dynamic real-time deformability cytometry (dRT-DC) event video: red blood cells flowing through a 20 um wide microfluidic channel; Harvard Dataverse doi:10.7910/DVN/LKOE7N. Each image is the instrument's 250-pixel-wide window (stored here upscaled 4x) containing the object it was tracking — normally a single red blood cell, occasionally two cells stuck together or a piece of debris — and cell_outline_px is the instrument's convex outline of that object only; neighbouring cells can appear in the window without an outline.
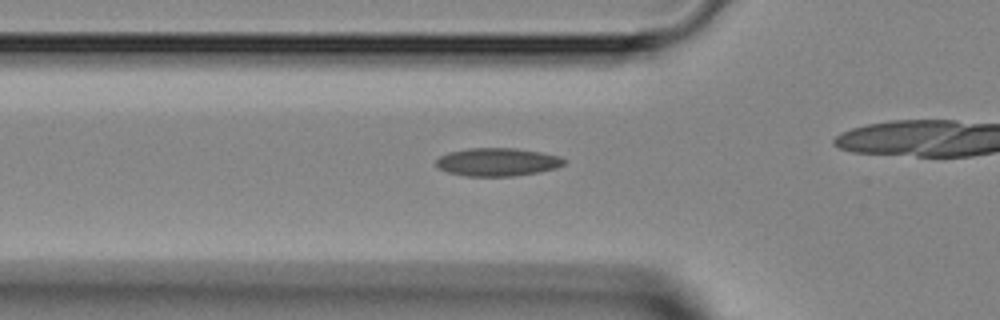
{"species": "Egyptian fruit bat (a non-hibernating species)", "species_latin": "Rousettus aegyptiacus", "temperature_condition": "room temperature", "stored_images_in_passage": 36, "camera_frame_rate_fps": 3000, "um_per_image_px": 0.085, "animal": {"sex": "female"}, "frame": {"image": 1, "passage_image": 15, "time_ms": 4.667, "image_size_px": [1000, 320], "cell_outline_px": [[564, 164], [556, 168], [536, 172], [512, 176], [464, 176], [448, 172], [440, 168], [436, 164], [436, 160], [440, 156], [448, 152], [468, 148], [516, 148], [540, 152], [560, 156], [564, 160]], "centroid_in_image_um": [42.26, 13.76], "position_along_channel_um": 83.5, "area_um2": 20.81}}
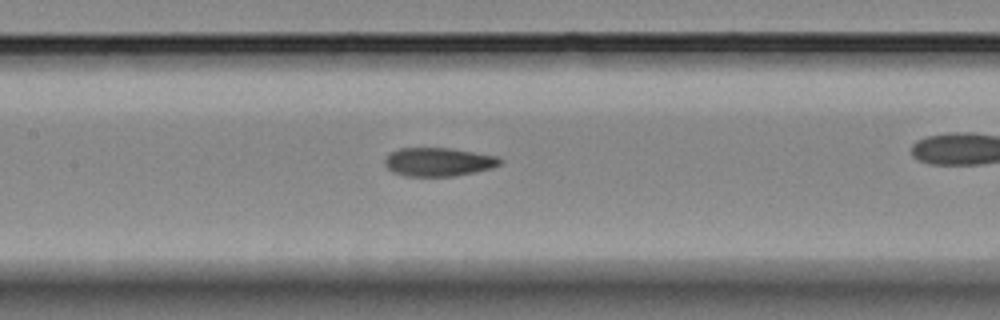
{"frame": {"image": 2, "passage_image": 21, "time_ms": 6.667, "image_size_px": [1000, 320], "cell_outline_px": [[504, 160], [500, 164], [492, 168], [476, 172], [452, 176], [404, 176], [392, 172], [384, 164], [384, 160], [392, 152], [400, 148], [452, 148], [496, 156]], "centroid_in_image_um": [37.28, 13.77], "position_along_channel_um": 170.1, "area_um2": 19.19}}
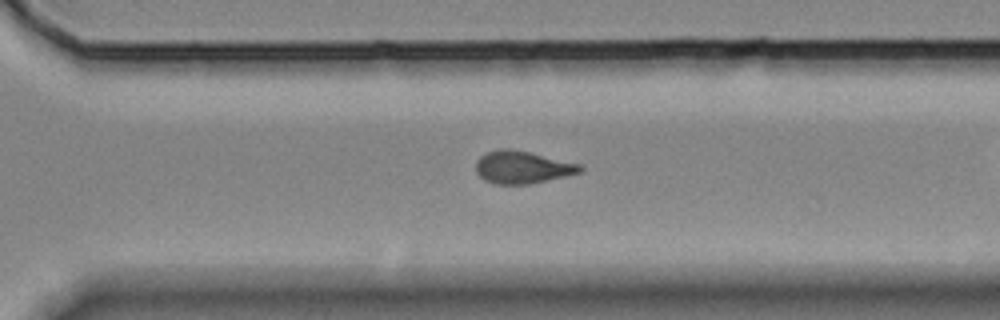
{"frame": {"image": 3, "passage_image": 32, "time_ms": 10.333, "image_size_px": [1000, 320], "cell_outline_px": [[584, 168], [580, 172], [564, 176], [528, 184], [496, 184], [484, 180], [476, 172], [476, 160], [480, 156], [488, 152], [500, 148], [508, 148], [528, 152], [580, 164]], "centroid_in_image_um": [44.36, 14.21], "position_along_channel_um": 326.2, "area_um2": 19.48}}